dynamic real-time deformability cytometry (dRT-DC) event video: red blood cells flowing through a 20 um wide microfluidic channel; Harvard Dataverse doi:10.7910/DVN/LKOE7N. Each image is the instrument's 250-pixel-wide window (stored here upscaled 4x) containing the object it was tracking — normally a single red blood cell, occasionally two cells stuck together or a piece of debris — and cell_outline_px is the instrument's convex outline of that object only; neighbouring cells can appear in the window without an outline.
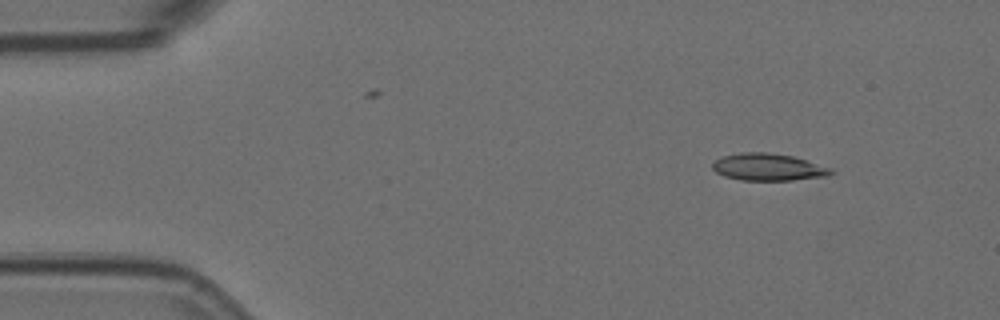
{"species": "Egyptian fruit bat (a non-hibernating species)", "species_latin": "Rousettus aegyptiacus", "temperature_condition": "room temperature", "stored_images_in_passage": 51, "camera_frame_rate_fps": 3000, "um_per_image_px": 0.085, "animal": {"sex": "female"}, "frame": {"image": 1, "passage_image": 1, "time_ms": 0.0, "image_size_px": [1000, 320], "cell_outline_px": [[836, 172], [828, 176], [792, 180], [740, 180], [724, 176], [716, 172], [712, 168], [712, 164], [720, 156], [740, 152], [768, 152], [792, 156], [832, 168]], "centroid_in_image_um": [65.29, 14.2], "position_along_channel_um": 19.7, "area_um2": 18.84}}
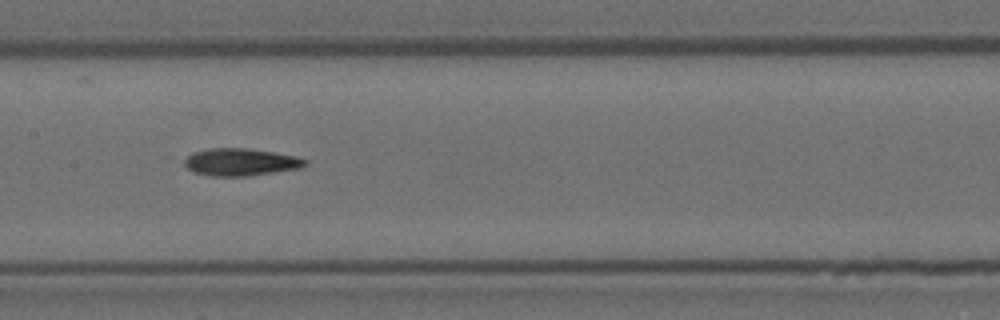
{"frame": {"image": 2, "passage_image": 22, "time_ms": 7.0, "image_size_px": [1000, 320], "cell_outline_px": [[308, 164], [300, 168], [248, 176], [212, 176], [196, 172], [188, 168], [184, 164], [184, 160], [192, 152], [208, 148], [244, 148], [272, 152], [296, 156], [308, 160]], "centroid_in_image_um": [20.46, 13.77], "position_along_channel_um": 186.9, "area_um2": 19.13}}
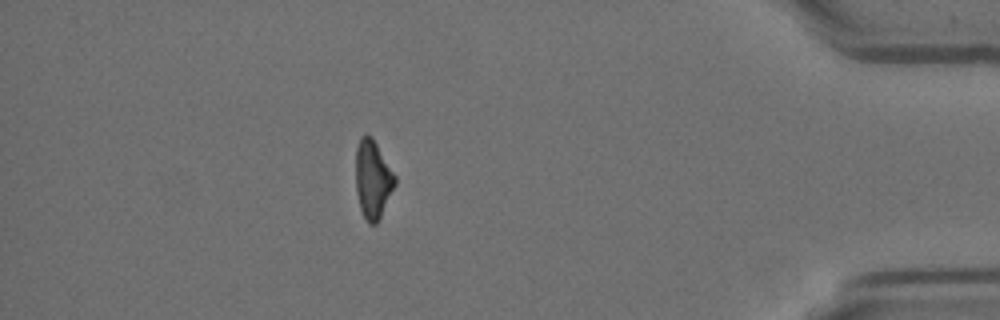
{"frame": {"image": 3, "passage_image": 44, "time_ms": 14.333, "image_size_px": [1000, 320], "cell_outline_px": [[396, 184], [376, 224], [368, 224], [360, 208], [356, 192], [356, 148], [360, 136], [364, 132], [372, 136], [396, 176]], "centroid_in_image_um": [31.68, 15.19], "position_along_channel_um": 403.5, "area_um2": 17.92}, "authors_computed_cell_mechanics": {"area_um2": 18.7272, "velocity_mm_per_s": 3.6023, "shape_relaxation_time_tau1_ms": null, "shape_relaxation_time_tau2_ms": 7.0644, "deformation_change_tau1": null, "deformation_change_tau2": 0.1727}}